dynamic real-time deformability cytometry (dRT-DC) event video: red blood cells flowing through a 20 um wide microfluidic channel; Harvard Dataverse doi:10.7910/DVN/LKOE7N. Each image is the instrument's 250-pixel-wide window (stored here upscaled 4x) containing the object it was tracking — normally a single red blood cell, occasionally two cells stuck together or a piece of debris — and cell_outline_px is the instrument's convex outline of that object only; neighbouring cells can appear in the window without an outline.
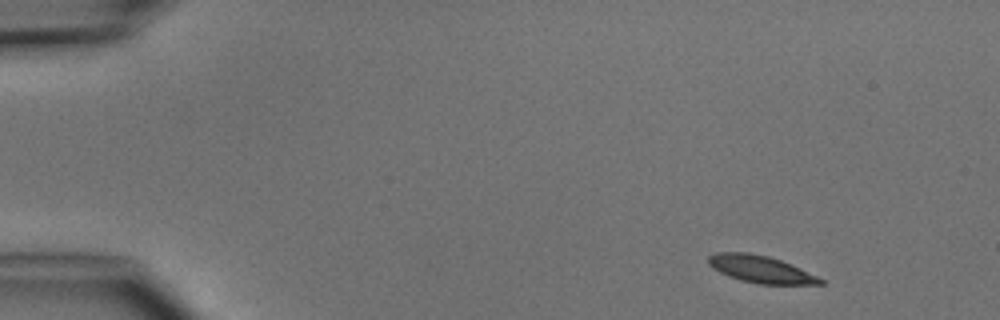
{"species": "common noctule bat (a hibernating species)", "species_latin": "Nyctalus noctula", "temperature_condition": "cold", "stored_images_in_passage": 6, "camera_frame_rate_fps": 3000, "um_per_image_px": 0.085, "animal": {"sex": "male", "body_mass_g": 15.6}, "frame": {"image": 1, "passage_image": 1, "time_ms": 0.0, "image_size_px": [1000, 320], "cell_outline_px": [[824, 284], [760, 284], [740, 280], [728, 276], [712, 268], [708, 264], [708, 256], [716, 252], [748, 252], [768, 256], [780, 260], [800, 268], [824, 280]], "centroid_in_image_um": [64.61, 22.87], "position_along_channel_um": 20.4, "area_um2": 17.63}}
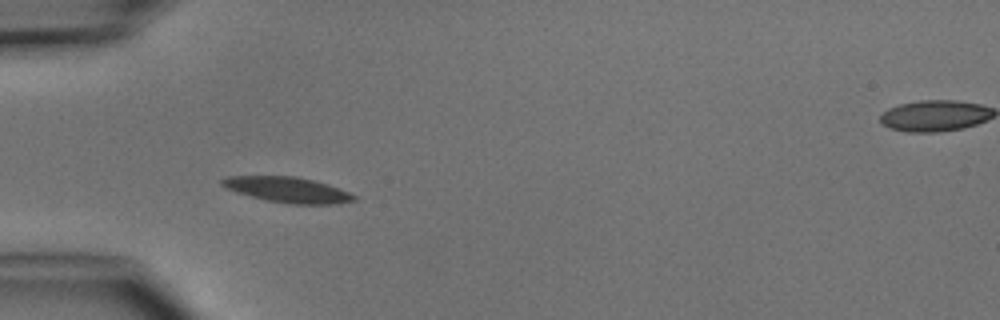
{"frame": {"image": 2, "passage_image": 4, "time_ms": 3.333, "image_size_px": [1000, 320], "cell_outline_px": [[356, 200], [340, 204], [292, 204], [268, 200], [236, 192], [220, 184], [220, 180], [228, 176], [296, 176], [328, 184], [348, 192], [356, 196]], "centroid_in_image_um": [24.47, 16.13], "position_along_channel_um": 60.5, "area_um2": 19.42}}
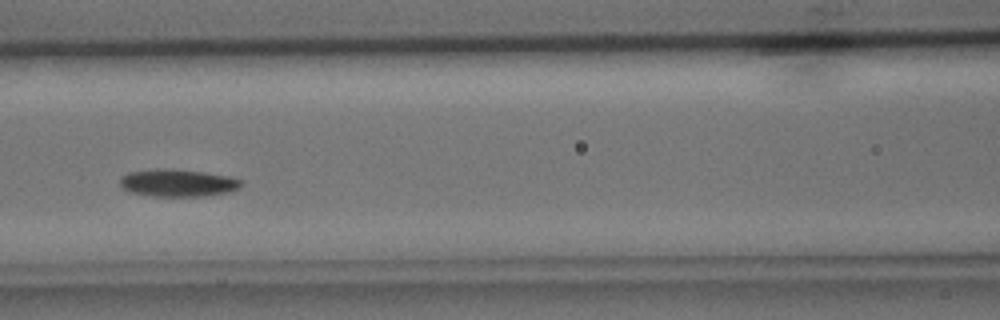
{"frame": {"image": 3, "passage_image": 6, "time_ms": 5.667, "image_size_px": [1000, 320], "cell_outline_px": [[244, 184], [240, 188], [228, 192], [204, 196], [152, 196], [132, 192], [124, 188], [120, 184], [120, 176], [128, 172], [156, 168], [164, 168], [204, 172], [228, 176], [244, 180]], "centroid_in_image_um": [15.14, 15.54], "position_along_channel_um": 151.5, "area_um2": 19.48}}